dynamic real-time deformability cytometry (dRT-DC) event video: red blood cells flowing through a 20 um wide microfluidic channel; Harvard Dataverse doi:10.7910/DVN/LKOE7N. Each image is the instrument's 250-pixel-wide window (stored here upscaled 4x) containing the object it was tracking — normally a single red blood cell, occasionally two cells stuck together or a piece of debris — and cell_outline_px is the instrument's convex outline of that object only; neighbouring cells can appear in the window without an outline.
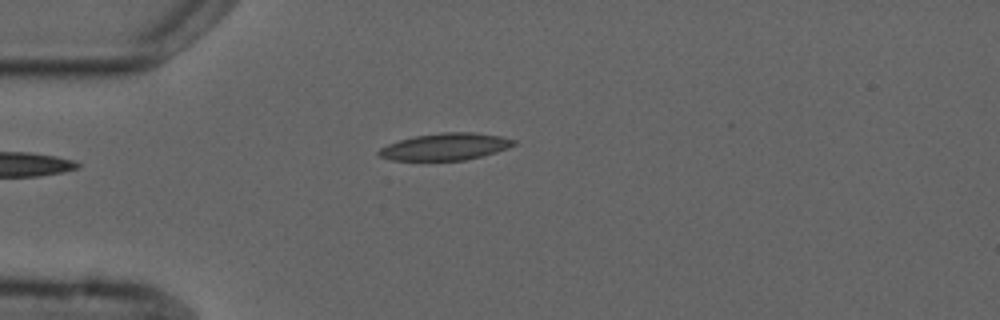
{"species": "common noctule bat (a hibernating species)", "species_latin": "Nyctalus noctula", "temperature_condition": "cold", "stored_images_in_passage": 3, "camera_frame_rate_fps": 3000, "um_per_image_px": 0.085, "animal": {"sex": "male", "forearm_length_mm": 52.5}, "frame": {"image": 1, "passage_image": 3, "time_ms": 2.333, "image_size_px": [1000, 320], "cell_outline_px": [[516, 144], [508, 148], [496, 152], [464, 160], [392, 160], [380, 156], [376, 152], [380, 148], [388, 144], [412, 136], [444, 132], [472, 132], [500, 136], [516, 140]], "centroid_in_image_um": [37.85, 12.46], "position_along_channel_um": 47.1, "area_um2": 21.1}}